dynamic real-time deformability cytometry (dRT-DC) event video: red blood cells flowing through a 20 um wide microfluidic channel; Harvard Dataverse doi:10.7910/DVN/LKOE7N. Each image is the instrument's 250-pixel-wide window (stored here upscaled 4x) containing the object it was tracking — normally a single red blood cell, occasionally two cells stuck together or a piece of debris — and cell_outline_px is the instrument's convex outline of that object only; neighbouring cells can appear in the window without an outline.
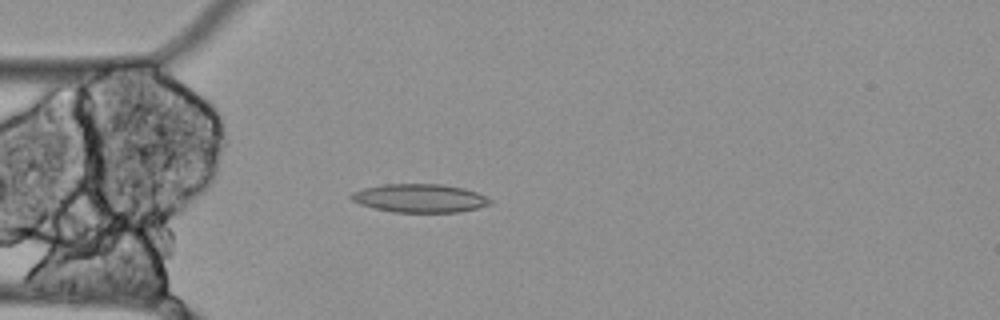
{"species": "Egyptian fruit bat (a non-hibernating species)", "species_latin": "Rousettus aegyptiacus", "temperature_condition": "cold", "stored_images_in_passage": 4, "camera_frame_rate_fps": 3000, "um_per_image_px": 0.085, "animal": {"sex": "female"}, "frame": {"image": 1, "passage_image": 4, "time_ms": 1.0, "image_size_px": [1000, 320], "cell_outline_px": [[492, 204], [460, 212], [392, 212], [360, 204], [352, 200], [348, 196], [352, 192], [364, 188], [384, 184], [444, 184], [464, 188], [476, 192], [492, 200]], "centroid_in_image_um": [35.68, 16.84], "position_along_channel_um": 49.3, "area_um2": 23.0}}